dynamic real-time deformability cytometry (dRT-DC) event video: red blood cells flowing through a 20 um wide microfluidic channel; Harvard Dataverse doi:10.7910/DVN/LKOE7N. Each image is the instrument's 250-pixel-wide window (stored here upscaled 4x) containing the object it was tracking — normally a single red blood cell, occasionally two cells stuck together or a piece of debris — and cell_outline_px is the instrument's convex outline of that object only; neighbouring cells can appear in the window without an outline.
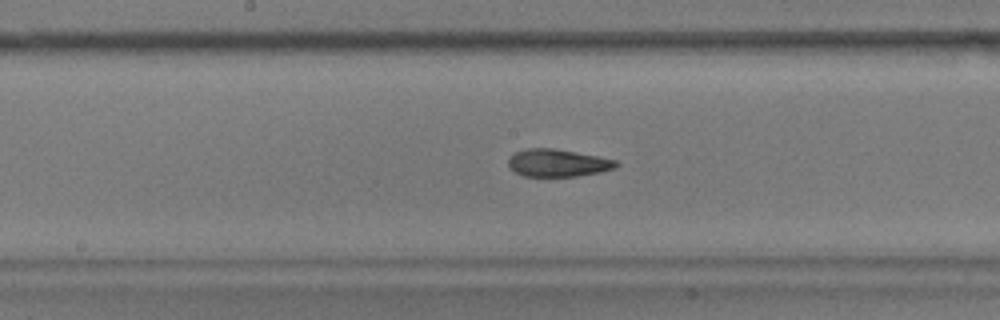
{"species": "common noctule bat (a hibernating species)", "species_latin": "Nyctalus noctula", "temperature_condition": "warm", "stored_images_in_passage": 44, "camera_frame_rate_fps": 3000, "um_per_image_px": 0.085, "animal": {"sex": "male", "body_mass_g": 17.9}, "frame": {"image": 1, "passage_image": 23, "time_ms": 7.333, "image_size_px": [1000, 320], "cell_outline_px": [[620, 164], [616, 168], [600, 172], [576, 176], [524, 176], [508, 168], [508, 160], [516, 152], [528, 148], [552, 148], [576, 152], [616, 160]], "centroid_in_image_um": [47.41, 13.85], "position_along_channel_um": 200.8, "area_um2": 17.17}}
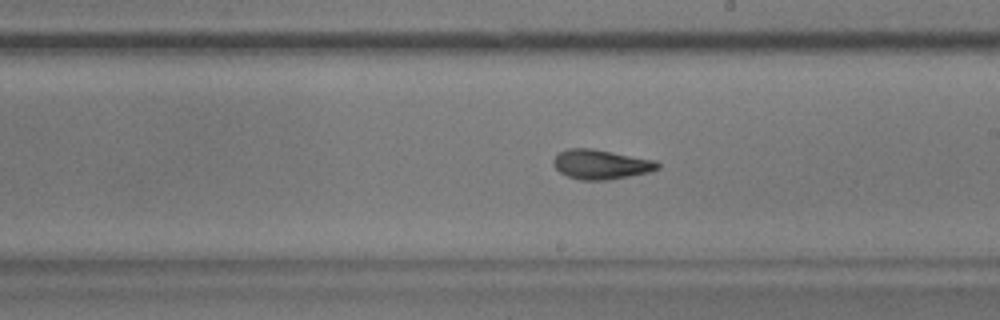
{"frame": {"image": 2, "passage_image": 26, "time_ms": 8.333, "image_size_px": [1000, 320], "cell_outline_px": [[660, 168], [648, 172], [608, 180], [580, 180], [568, 176], [560, 172], [552, 164], [552, 160], [560, 152], [568, 148], [592, 148], [656, 160], [660, 164]], "centroid_in_image_um": [51.08, 13.97], "position_along_channel_um": 237.9, "area_um2": 17.98}}
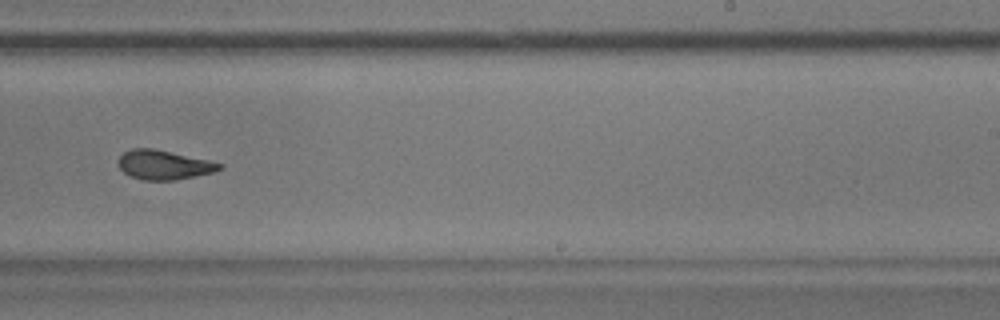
{"frame": {"image": 3, "passage_image": 29, "time_ms": 9.333, "image_size_px": [1000, 320], "cell_outline_px": [[224, 168], [212, 172], [176, 180], [144, 180], [132, 176], [124, 172], [120, 168], [120, 156], [124, 152], [132, 148], [152, 148], [208, 160], [224, 164]], "centroid_in_image_um": [13.95, 14.01], "position_along_channel_um": 275.0, "area_um2": 16.99}, "authors_computed_cell_mechanics": {"area_um2": 18.0914, "velocity_mm_per_s": 3.7251, "shape_relaxation_time_tau1_ms": 5.5834, "shape_relaxation_time_tau2_ms": 2.4286, "deformation_change_tau1": 0.178, "deformation_change_tau2": 0.0715}}